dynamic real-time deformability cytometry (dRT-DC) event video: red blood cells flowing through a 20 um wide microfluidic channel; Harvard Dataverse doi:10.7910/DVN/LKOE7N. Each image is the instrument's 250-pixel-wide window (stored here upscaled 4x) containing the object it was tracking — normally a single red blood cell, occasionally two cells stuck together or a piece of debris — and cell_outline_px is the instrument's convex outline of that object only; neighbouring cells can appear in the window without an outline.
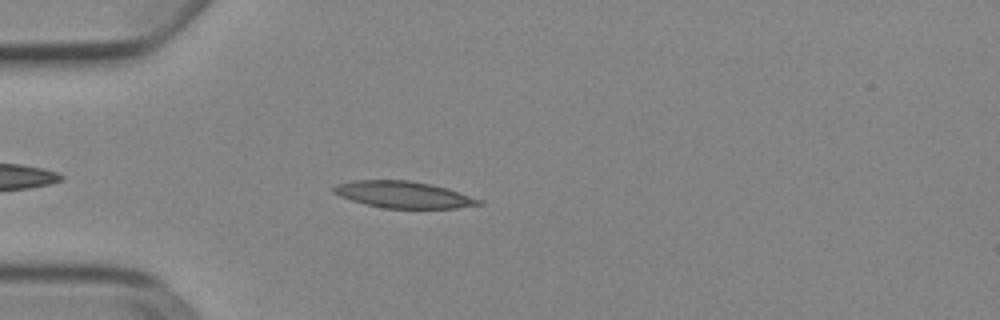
{"species": "Egyptian fruit bat (a non-hibernating species)", "species_latin": "Rousettus aegyptiacus", "temperature_condition": "cold", "stored_images_in_passage": 42, "camera_frame_rate_fps": 3000, "um_per_image_px": 0.085, "animal": {"sex": "female"}, "frame": {"image": 1, "passage_image": 5, "time_ms": 1.333, "image_size_px": [1000, 320], "cell_outline_px": [[484, 204], [456, 208], [384, 208], [352, 200], [340, 196], [332, 192], [332, 188], [336, 184], [352, 180], [412, 180], [432, 184], [448, 188], [484, 200]], "centroid_in_image_um": [34.33, 16.53], "position_along_channel_um": 50.7, "area_um2": 22.72}}
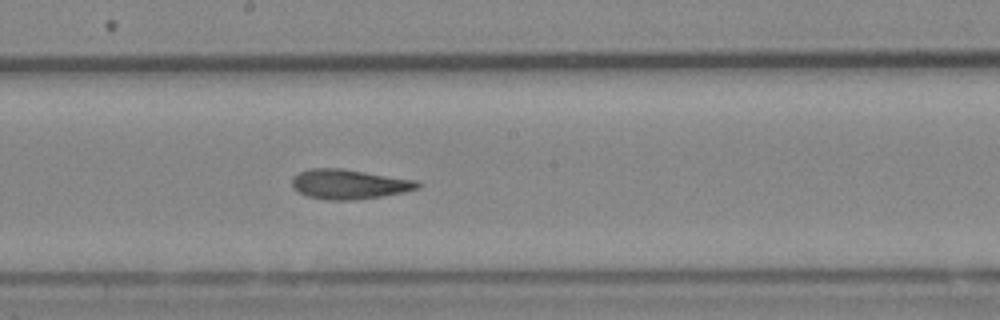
{"frame": {"image": 2, "passage_image": 19, "time_ms": 6.0, "image_size_px": [1000, 320], "cell_outline_px": [[420, 184], [416, 188], [404, 192], [356, 200], [328, 200], [308, 196], [292, 188], [292, 176], [308, 168], [340, 168], [416, 180]], "centroid_in_image_um": [29.61, 15.65], "position_along_channel_um": 218.6, "area_um2": 21.56}}
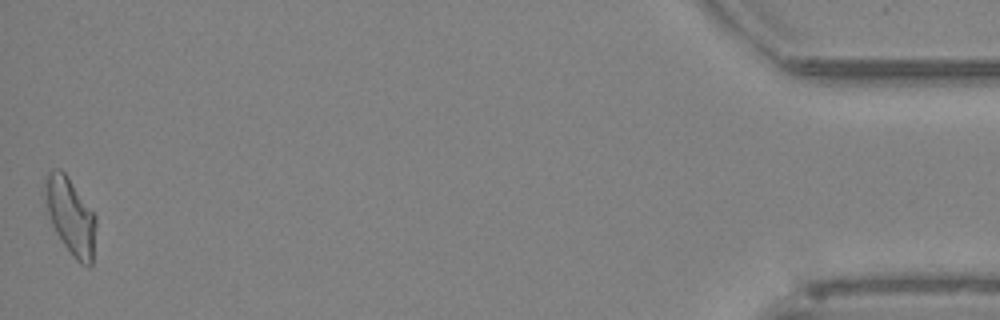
{"frame": {"image": 3, "passage_image": 42, "time_ms": 13.667, "image_size_px": [1000, 320], "cell_outline_px": [[96, 224], [92, 264], [88, 268], [80, 264], [72, 256], [56, 232], [52, 224], [48, 212], [44, 192], [44, 184], [48, 172], [52, 168], [60, 168], [68, 176], [96, 216]], "centroid_in_image_um": [6.0, 18.37], "position_along_channel_um": 429.2, "area_um2": 22.72}, "authors_computed_cell_mechanics": {"area_um2": 21.675, "velocity_mm_per_s": 3.8978, "shape_relaxation_time_tau1_ms": null, "shape_relaxation_time_tau2_ms": 3.3763, "deformation_change_tau1": null, "deformation_change_tau2": 0.128}}